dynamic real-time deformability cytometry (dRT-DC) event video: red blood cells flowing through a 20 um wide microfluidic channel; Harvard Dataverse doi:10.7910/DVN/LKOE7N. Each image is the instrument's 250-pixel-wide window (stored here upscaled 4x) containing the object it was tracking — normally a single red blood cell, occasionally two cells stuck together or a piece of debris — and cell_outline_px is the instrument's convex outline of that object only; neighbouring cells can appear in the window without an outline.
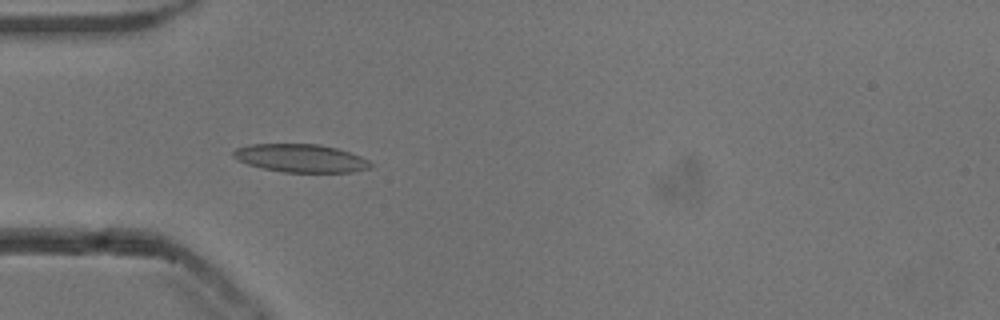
{"species": "common noctule bat (a hibernating species)", "species_latin": "Nyctalus noctula", "temperature_condition": "cold", "stored_images_in_passage": 47, "camera_frame_rate_fps": 3000, "um_per_image_px": 0.085, "animal": {"sex": "male", "body_mass_g": 13.3}, "frame": {"image": 1, "passage_image": 10, "time_ms": 3.0, "image_size_px": [1000, 320], "cell_outline_px": [[376, 164], [372, 168], [352, 172], [284, 172], [264, 168], [248, 164], [232, 156], [232, 152], [236, 148], [248, 144], [320, 144], [336, 148], [360, 156]], "centroid_in_image_um": [25.6, 13.44], "position_along_channel_um": 59.4, "area_um2": 22.48}}
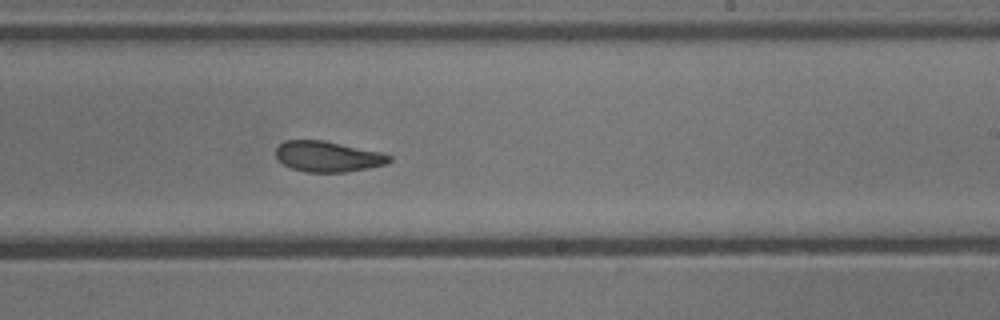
{"frame": {"image": 2, "passage_image": 26, "time_ms": 8.333, "image_size_px": [1000, 320], "cell_outline_px": [[392, 160], [388, 164], [368, 168], [344, 172], [304, 172], [292, 168], [284, 164], [276, 156], [276, 148], [284, 140], [324, 140], [380, 152], [392, 156]], "centroid_in_image_um": [27.88, 13.3], "position_along_channel_um": 261.1, "area_um2": 20.23}}
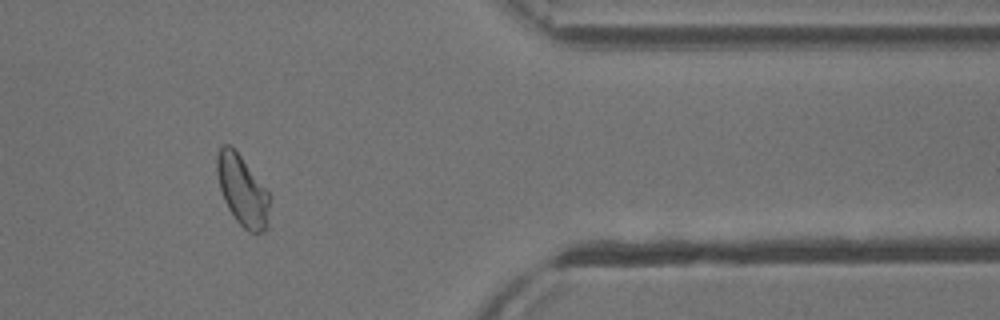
{"frame": {"image": 3, "passage_image": 38, "time_ms": 12.333, "image_size_px": [1000, 320], "cell_outline_px": [[268, 228], [264, 232], [248, 232], [236, 220], [228, 208], [224, 200], [220, 188], [216, 172], [216, 156], [220, 148], [224, 144], [228, 144], [240, 156], [268, 192]], "centroid_in_image_um": [20.58, 16.22], "position_along_channel_um": 390.8, "area_um2": 21.15}, "authors_computed_cell_mechanics": {"area_um2": 21.5016, "velocity_mm_per_s": 3.8254, "shape_relaxation_time_tau1_ms": null, "shape_relaxation_time_tau2_ms": 2.4824, "deformation_change_tau1": null, "deformation_change_tau2": 0.077}}